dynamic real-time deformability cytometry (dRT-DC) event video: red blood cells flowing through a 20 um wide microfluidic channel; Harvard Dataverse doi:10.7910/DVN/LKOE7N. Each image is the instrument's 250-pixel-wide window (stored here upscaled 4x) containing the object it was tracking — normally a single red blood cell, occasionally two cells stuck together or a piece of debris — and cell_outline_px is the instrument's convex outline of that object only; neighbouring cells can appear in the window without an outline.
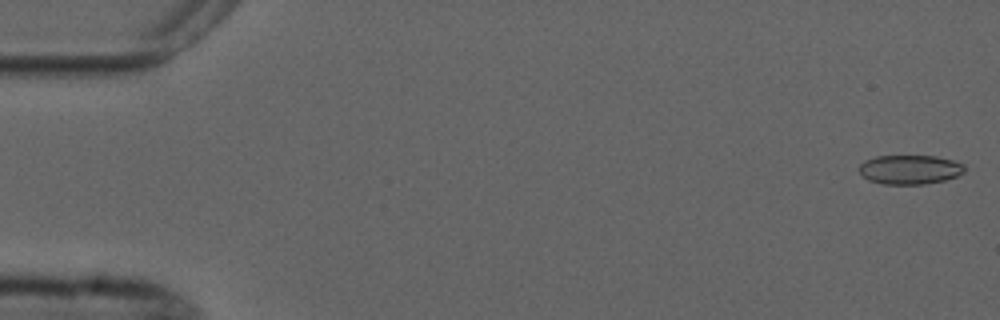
{"species": "common noctule bat (a hibernating species)", "species_latin": "Nyctalus noctula", "temperature_condition": "cold", "stored_images_in_passage": 5, "camera_frame_rate_fps": 3000, "um_per_image_px": 0.085, "animal": {"sex": "male", "forearm_length_mm": 52.5}, "frame": {"image": 1, "passage_image": 1, "time_ms": 0.0, "image_size_px": [1000, 320], "cell_outline_px": [[964, 172], [956, 176], [944, 180], [924, 184], [884, 184], [868, 180], [856, 168], [864, 160], [876, 156], [936, 156], [952, 160], [964, 164]], "centroid_in_image_um": [77.3, 14.41], "position_along_channel_um": 7.7, "area_um2": 17.98}}